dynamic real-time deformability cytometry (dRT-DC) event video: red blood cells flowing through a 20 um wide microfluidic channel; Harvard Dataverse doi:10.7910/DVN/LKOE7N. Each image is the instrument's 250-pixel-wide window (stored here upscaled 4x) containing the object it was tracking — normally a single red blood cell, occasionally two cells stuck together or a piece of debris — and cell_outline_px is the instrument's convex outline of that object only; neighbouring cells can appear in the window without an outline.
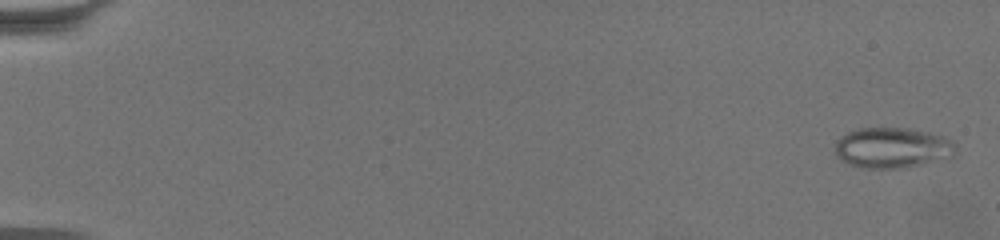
{"species": "common noctule bat (a hibernating species)", "species_latin": "Nyctalus noctula", "temperature_condition": "warm", "stored_images_in_passage": 64, "camera_frame_rate_fps": 3000, "um_per_image_px": 0.085, "animal": {"sex": "female", "body_mass_g": 19.5, "forearm_length_mm": 54.1}, "frame": {"image": 1, "passage_image": 2, "time_ms": 0.333, "image_size_px": [1000, 240], "cell_outline_px": [[956, 156], [904, 168], [864, 168], [848, 164], [840, 160], [836, 156], [836, 140], [840, 136], [848, 132], [860, 128], [908, 128], [928, 132], [944, 136], [952, 140], [956, 144]], "centroid_in_image_um": [75.87, 12.56], "position_along_channel_um": 9.1, "area_um2": 28.78}}
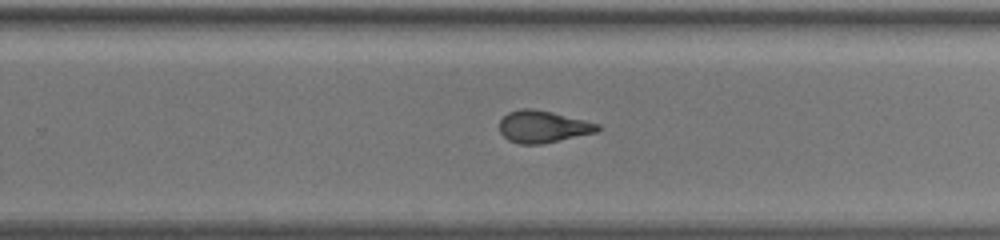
{"frame": {"image": 2, "passage_image": 43, "time_ms": 14.0, "image_size_px": [1000, 240], "cell_outline_px": [[604, 128], [600, 132], [544, 144], [520, 144], [508, 140], [500, 132], [500, 120], [508, 112], [524, 108], [532, 108], [552, 112], [600, 124]], "centroid_in_image_um": [46.21, 10.78], "position_along_channel_um": 283.6, "area_um2": 18.61}}
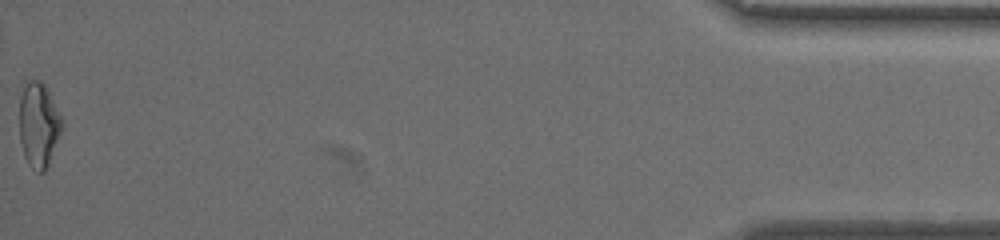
{"frame": {"image": 3, "passage_image": 64, "time_ms": 21.0, "image_size_px": [1000, 240], "cell_outline_px": [[64, 124], [48, 164], [44, 172], [36, 172], [28, 164], [24, 156], [20, 140], [20, 96], [28, 80], [40, 80], [44, 84], [64, 120]], "centroid_in_image_um": [3.3, 10.62], "position_along_channel_um": 431.9, "area_um2": 20.92}, "authors_computed_cell_mechanics": {"area_um2": 19.7098, "velocity_mm_per_s": 3.3813, "shape_relaxation_time_tau1_ms": null, "shape_relaxation_time_tau2_ms": 1.3561, "deformation_change_tau1": null, "deformation_change_tau2": 0.0973}}